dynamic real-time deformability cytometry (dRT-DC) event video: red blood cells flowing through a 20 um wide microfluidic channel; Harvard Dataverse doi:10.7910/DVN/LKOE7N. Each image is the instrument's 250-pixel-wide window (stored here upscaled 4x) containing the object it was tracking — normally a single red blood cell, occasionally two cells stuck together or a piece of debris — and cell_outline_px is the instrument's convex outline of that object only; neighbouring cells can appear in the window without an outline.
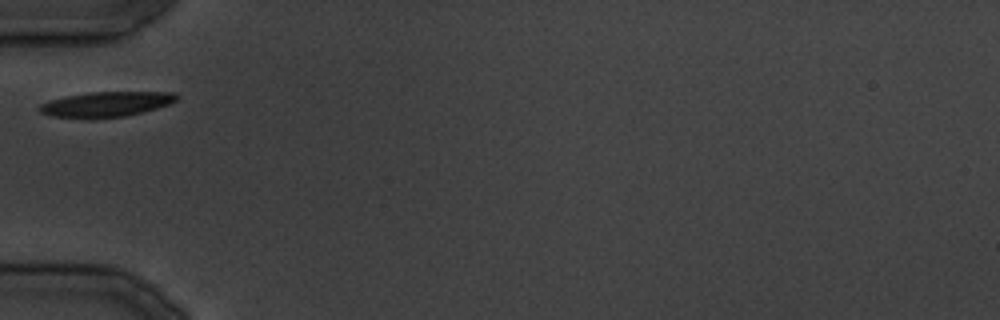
{"species": "common noctule bat (a hibernating species)", "species_latin": "Nyctalus noctula", "temperature_condition": "cold", "stored_images_in_passage": 20, "camera_frame_rate_fps": 3000, "um_per_image_px": 0.085, "animal": {"sex": "male", "body_mass_g": 19.5, "forearm_length_mm": 54.6}, "frame": {"image": 1, "passage_image": 1, "time_ms": 0.0, "image_size_px": [1000, 320], "cell_outline_px": [[180, 96], [176, 100], [168, 104], [156, 108], [124, 116], [92, 120], [52, 116], [40, 112], [40, 104], [48, 100], [64, 96], [92, 92], [172, 92]], "centroid_in_image_um": [8.97, 8.87], "position_along_channel_um": 76.0, "area_um2": 20.23}}
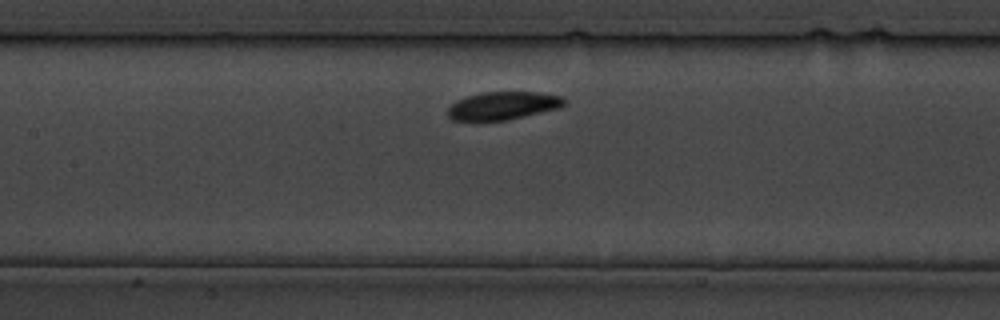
{"frame": {"image": 2, "passage_image": 6, "time_ms": 6.0, "image_size_px": [1000, 320], "cell_outline_px": [[564, 104], [560, 108], [508, 120], [480, 124], [472, 124], [452, 120], [448, 116], [448, 108], [456, 100], [468, 96], [484, 92], [536, 92], [564, 96]], "centroid_in_image_um": [42.67, 9.04], "position_along_channel_um": 164.7, "area_um2": 19.83}}
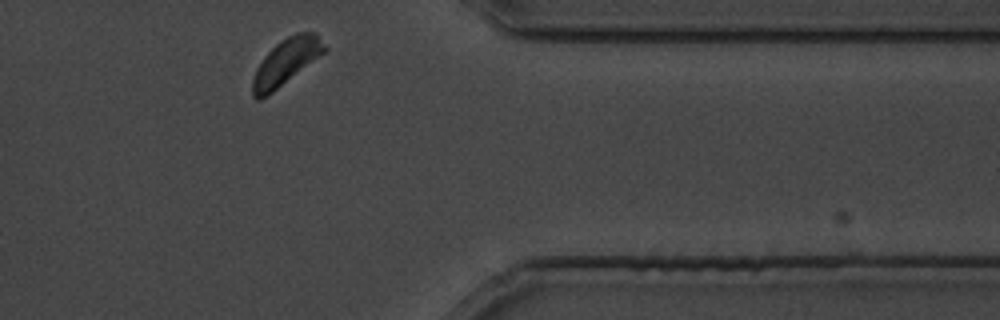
{"frame": {"image": 3, "passage_image": 19, "time_ms": 21.667, "image_size_px": [1000, 320], "cell_outline_px": [[328, 48], [324, 52], [272, 92], [260, 100], [256, 100], [252, 96], [252, 80], [256, 68], [264, 56], [280, 40], [296, 32], [316, 32]], "centroid_in_image_um": [24.29, 5.25], "position_along_channel_um": 387.1, "area_um2": 19.02}}